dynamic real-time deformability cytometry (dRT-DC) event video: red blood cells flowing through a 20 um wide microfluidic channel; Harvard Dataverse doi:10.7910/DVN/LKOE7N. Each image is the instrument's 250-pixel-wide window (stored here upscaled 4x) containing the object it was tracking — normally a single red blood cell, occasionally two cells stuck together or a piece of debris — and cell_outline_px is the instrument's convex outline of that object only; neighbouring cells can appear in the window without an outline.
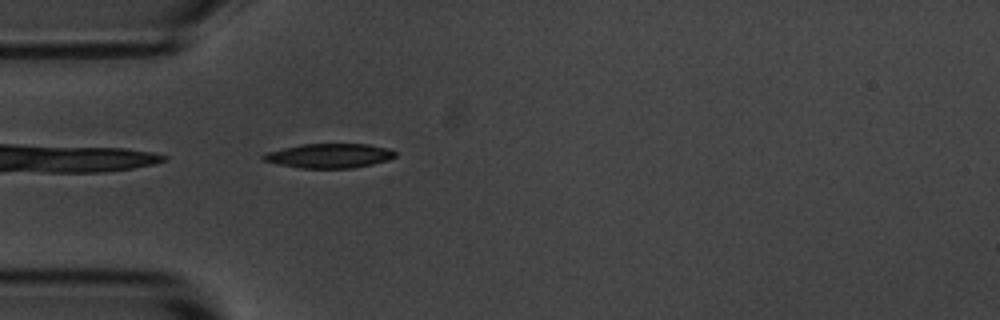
{"species": "common noctule bat (a hibernating species)", "species_latin": "Nyctalus noctula", "temperature_condition": "room temperature", "stored_images_in_passage": 5, "camera_frame_rate_fps": 3000, "um_per_image_px": 0.085, "animal": {"sex": "male", "body_mass_g": 20.1, "forearm_length_mm": 53.5}, "frame": {"image": 1, "passage_image": 5, "time_ms": 4.333, "image_size_px": [1000, 320], "cell_outline_px": [[396, 156], [388, 160], [372, 164], [352, 168], [300, 168], [280, 164], [264, 160], [260, 156], [264, 152], [304, 144], [368, 144], [388, 148], [396, 152]], "centroid_in_image_um": [28.0, 13.23], "position_along_channel_um": 57.0, "area_um2": 18.67}}